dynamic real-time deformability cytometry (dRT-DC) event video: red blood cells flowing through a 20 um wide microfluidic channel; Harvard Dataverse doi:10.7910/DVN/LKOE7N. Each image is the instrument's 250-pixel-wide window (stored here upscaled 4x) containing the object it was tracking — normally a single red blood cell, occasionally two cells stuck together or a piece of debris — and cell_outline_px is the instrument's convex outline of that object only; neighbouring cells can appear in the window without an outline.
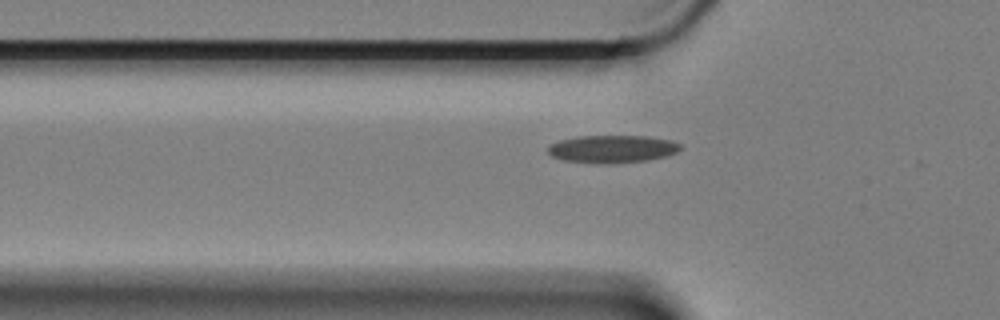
{"species": "Egyptian fruit bat (a non-hibernating species)", "species_latin": "Rousettus aegyptiacus", "temperature_condition": "cold", "stored_images_in_passage": 42, "camera_frame_rate_fps": 3000, "um_per_image_px": 0.085, "animal": {"sex": "female"}, "frame": {"image": 1, "passage_image": 7, "time_ms": 2.0, "image_size_px": [1000, 320], "cell_outline_px": [[684, 148], [668, 156], [648, 160], [612, 164], [600, 164], [564, 160], [552, 156], [548, 152], [548, 144], [560, 140], [580, 136], [648, 136], [672, 140], [680, 144]], "centroid_in_image_um": [52.08, 12.67], "position_along_channel_um": 73.7, "area_um2": 21.62}}
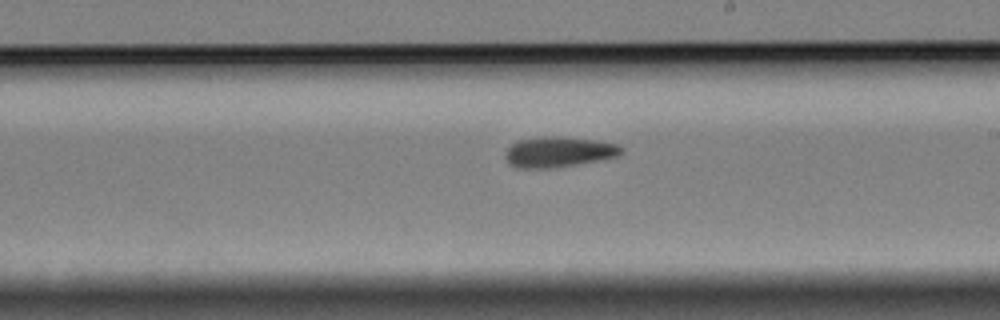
{"frame": {"image": 2, "passage_image": 22, "time_ms": 7.0, "image_size_px": [1000, 320], "cell_outline_px": [[624, 152], [616, 156], [576, 164], [548, 168], [516, 168], [508, 164], [504, 156], [508, 148], [516, 140], [540, 136], [560, 136], [596, 140], [616, 144], [624, 148]], "centroid_in_image_um": [47.43, 12.9], "position_along_channel_um": 241.6, "area_um2": 20.63}}
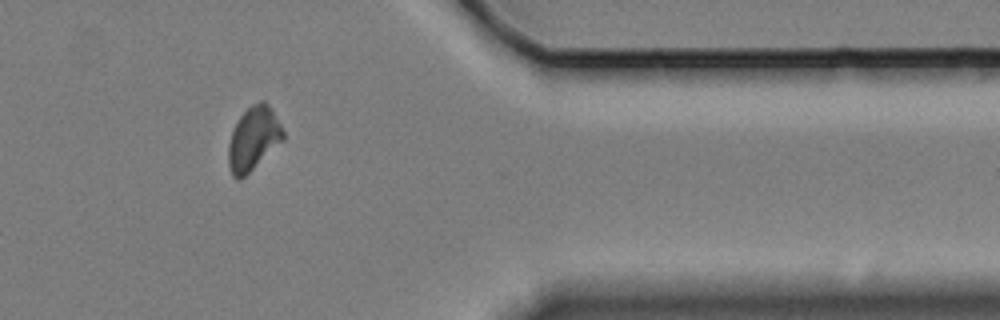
{"frame": {"image": 3, "passage_image": 37, "time_ms": 12.0, "image_size_px": [1000, 320], "cell_outline_px": [[284, 140], [240, 180], [236, 180], [232, 176], [228, 164], [228, 144], [232, 132], [240, 116], [252, 104], [260, 100], [264, 100], [272, 108], [284, 132]], "centroid_in_image_um": [21.54, 11.78], "position_along_channel_um": 389.9, "area_um2": 20.23}, "authors_computed_cell_mechanics": {"area_um2": 20.3745, "velocity_mm_per_s": 3.3391, "shape_relaxation_time_tau1_ms": null, "shape_relaxation_time_tau2_ms": 5.8598, "deformation_change_tau1": null, "deformation_change_tau2": 0.1236}}